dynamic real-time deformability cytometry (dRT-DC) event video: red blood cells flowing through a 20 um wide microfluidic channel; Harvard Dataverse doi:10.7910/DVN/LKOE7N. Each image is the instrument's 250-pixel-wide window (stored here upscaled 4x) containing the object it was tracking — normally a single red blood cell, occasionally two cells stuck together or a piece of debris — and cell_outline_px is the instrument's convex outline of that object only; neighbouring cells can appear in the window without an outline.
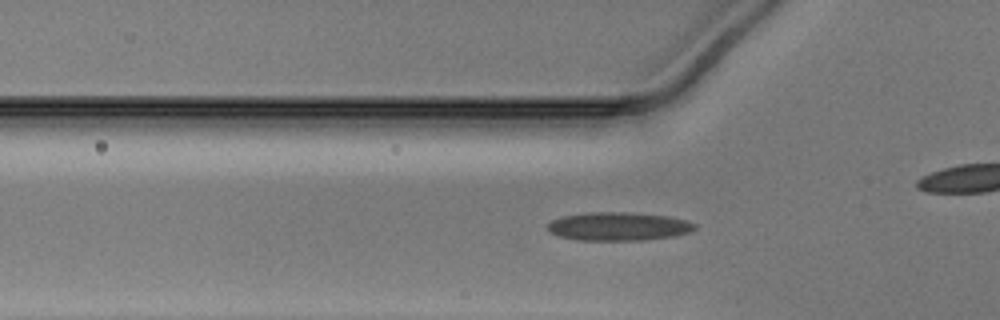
{"species": "Egyptian fruit bat (a non-hibernating species)", "species_latin": "Rousettus aegyptiacus", "temperature_condition": "warm", "stored_images_in_passage": 40, "camera_frame_rate_fps": 3000, "um_per_image_px": 0.085, "animal": {"sex": "male"}, "frame": {"image": 1, "passage_image": 16, "time_ms": 5.0, "image_size_px": [1000, 320], "cell_outline_px": [[696, 228], [688, 232], [676, 236], [644, 240], [576, 240], [560, 236], [548, 232], [548, 224], [552, 220], [560, 216], [588, 212], [624, 212], [668, 216], [684, 220], [696, 224]], "centroid_in_image_um": [52.54, 19.24], "position_along_channel_um": 73.3, "area_um2": 24.39}}
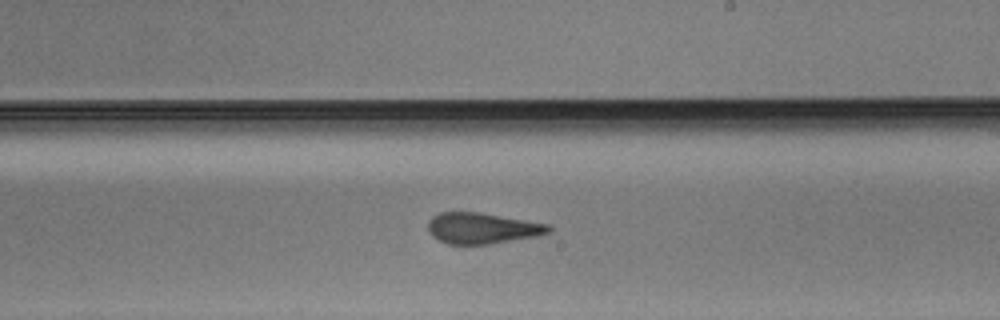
{"frame": {"image": 2, "passage_image": 29, "time_ms": 9.333, "image_size_px": [1000, 320], "cell_outline_px": [[552, 232], [536, 236], [488, 244], [448, 244], [432, 236], [428, 232], [428, 220], [432, 216], [440, 212], [480, 212], [548, 224], [552, 228]], "centroid_in_image_um": [40.97, 19.39], "position_along_channel_um": 248.0, "area_um2": 21.73}}
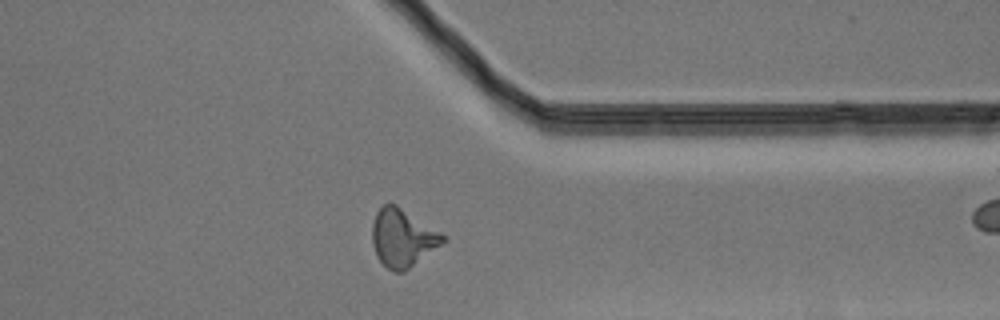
{"frame": {"image": 3, "passage_image": 39, "time_ms": 12.667, "image_size_px": [1000, 320], "cell_outline_px": [[448, 240], [404, 272], [396, 272], [388, 268], [376, 256], [372, 244], [372, 224], [376, 212], [388, 200], [396, 204], [448, 236]], "centroid_in_image_um": [34.24, 20.2], "position_along_channel_um": 377.2, "area_um2": 24.16}}